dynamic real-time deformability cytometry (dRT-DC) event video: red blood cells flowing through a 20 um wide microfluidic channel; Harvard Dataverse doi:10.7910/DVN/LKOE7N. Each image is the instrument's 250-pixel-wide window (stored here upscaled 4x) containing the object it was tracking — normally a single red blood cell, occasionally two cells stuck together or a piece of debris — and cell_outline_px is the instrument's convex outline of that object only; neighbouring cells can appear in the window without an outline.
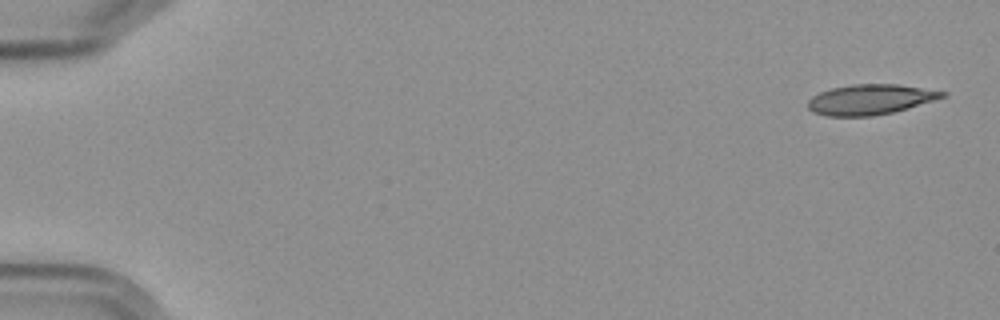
{"species": "Egyptian fruit bat (a non-hibernating species)", "species_latin": "Rousettus aegyptiacus", "temperature_condition": "cold", "stored_images_in_passage": 7, "camera_frame_rate_fps": 3000, "um_per_image_px": 0.085, "frame": {"image": 1, "passage_image": 1, "time_ms": 0.0, "image_size_px": [1000, 320], "cell_outline_px": [[948, 96], [892, 112], [872, 116], [828, 116], [812, 112], [808, 108], [808, 100], [812, 96], [820, 92], [832, 88], [852, 84], [896, 84], [948, 92]], "centroid_in_image_um": [73.95, 8.45], "position_along_channel_um": 11.0, "area_um2": 23.52}}
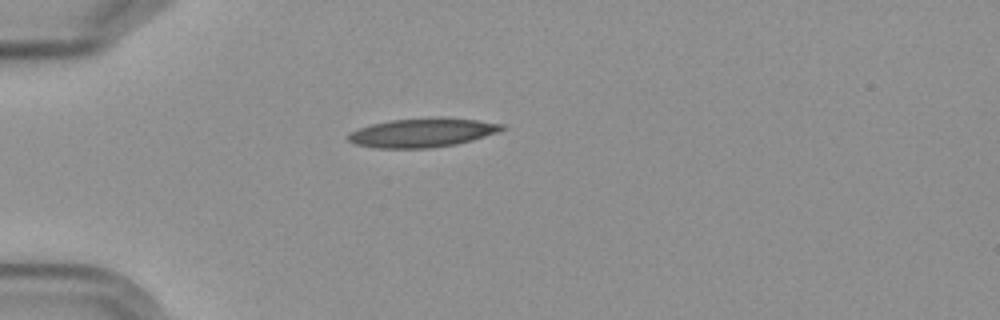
{"frame": {"image": 2, "passage_image": 5, "time_ms": 4.667, "image_size_px": [1000, 320], "cell_outline_px": [[508, 128], [472, 140], [456, 144], [428, 148], [376, 148], [356, 144], [348, 140], [348, 136], [352, 132], [360, 128], [372, 124], [392, 120], [432, 116], [444, 116], [476, 120], [504, 124]], "centroid_in_image_um": [35.95, 11.26], "position_along_channel_um": 49.1, "area_um2": 26.01}}
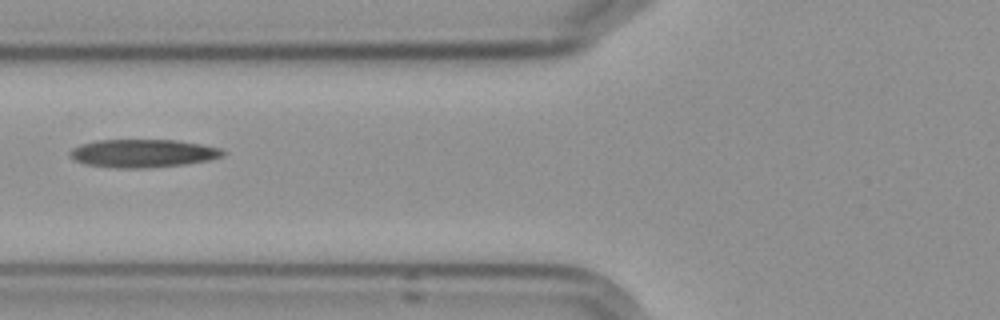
{"frame": {"image": 3, "passage_image": 7, "time_ms": 7.0, "image_size_px": [1000, 320], "cell_outline_px": [[224, 156], [208, 160], [184, 164], [144, 168], [116, 168], [84, 164], [68, 156], [68, 152], [72, 148], [80, 144], [96, 140], [176, 140], [200, 144], [220, 148], [224, 152]], "centroid_in_image_um": [12.09, 13.03], "position_along_channel_um": 113.7, "area_um2": 25.03}}